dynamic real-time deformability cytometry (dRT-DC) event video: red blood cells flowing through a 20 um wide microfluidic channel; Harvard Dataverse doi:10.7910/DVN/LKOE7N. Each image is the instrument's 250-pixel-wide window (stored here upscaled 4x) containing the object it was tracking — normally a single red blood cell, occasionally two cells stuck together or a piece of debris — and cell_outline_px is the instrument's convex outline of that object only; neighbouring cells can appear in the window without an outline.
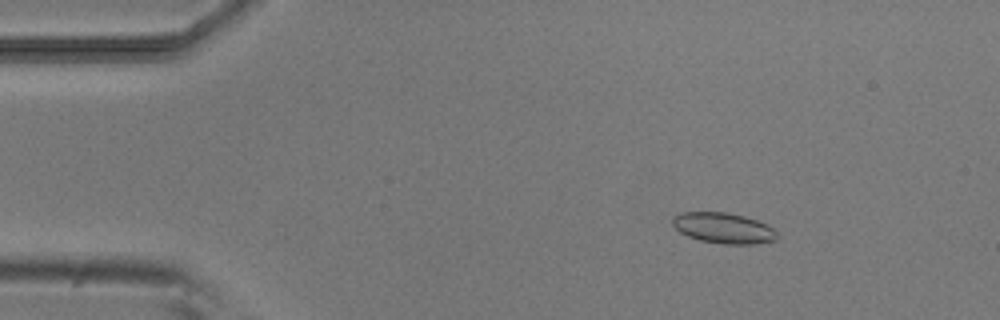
{"species": "common noctule bat (a hibernating species)", "species_latin": "Nyctalus noctula", "temperature_condition": "room temperature", "stored_images_in_passage": 52, "camera_frame_rate_fps": 3000, "um_per_image_px": 0.085, "animal": {"sex": "male", "body_mass_g": 20.5, "forearm_length_mm": 52.5}, "frame": {"image": 1, "passage_image": 8, "time_ms": 2.333, "image_size_px": [1000, 320], "cell_outline_px": [[776, 240], [752, 244], [724, 244], [700, 240], [688, 236], [680, 232], [672, 224], [672, 216], [684, 212], [724, 212], [744, 216], [756, 220], [772, 228], [776, 232]], "centroid_in_image_um": [61.46, 19.38], "position_along_channel_um": 23.5, "area_um2": 18.44}}
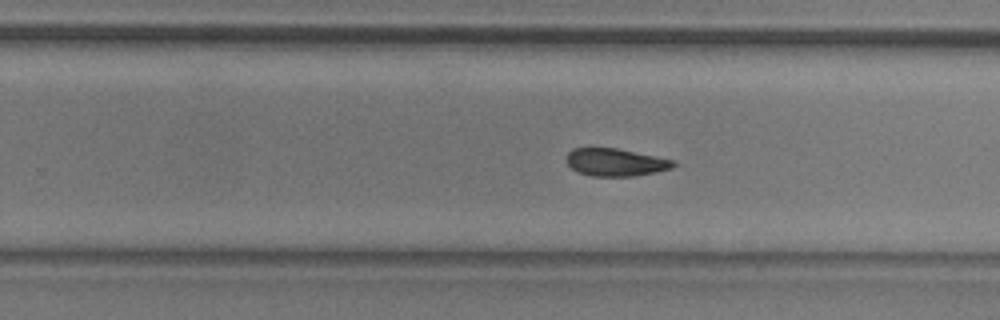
{"frame": {"image": 2, "passage_image": 33, "time_ms": 10.667, "image_size_px": [1000, 320], "cell_outline_px": [[680, 164], [672, 168], [656, 172], [636, 176], [592, 176], [576, 172], [564, 160], [568, 152], [572, 148], [616, 148], [656, 156], [672, 160]], "centroid_in_image_um": [52.31, 13.8], "position_along_channel_um": 277.5, "area_um2": 17.4}}
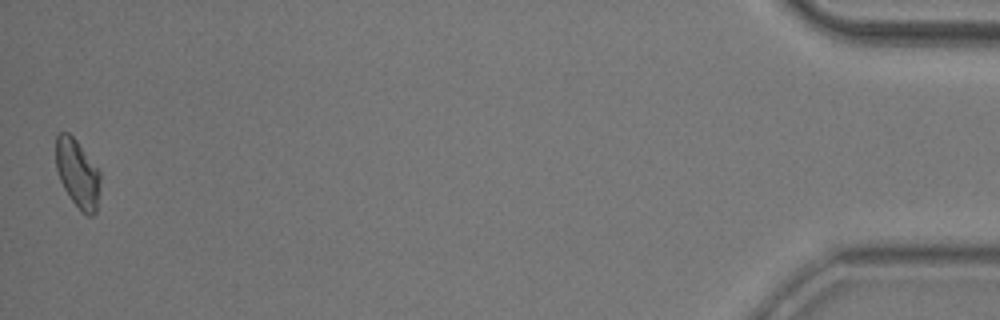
{"frame": {"image": 3, "passage_image": 52, "time_ms": 17.0, "image_size_px": [1000, 320], "cell_outline_px": [[100, 188], [96, 212], [92, 216], [88, 216], [80, 212], [68, 196], [60, 180], [56, 168], [56, 136], [60, 132], [68, 132], [76, 140], [100, 172]], "centroid_in_image_um": [6.59, 14.79], "position_along_channel_um": 428.6, "area_um2": 17.74}, "authors_computed_cell_mechanics": {"area_um2": 18.0047, "velocity_mm_per_s": 3.8733, "shape_relaxation_time_tau1_ms": 3.9548, "shape_relaxation_time_tau2_ms": 3.846, "deformation_change_tau1": 0.0955, "deformation_change_tau2": 0.1001}}